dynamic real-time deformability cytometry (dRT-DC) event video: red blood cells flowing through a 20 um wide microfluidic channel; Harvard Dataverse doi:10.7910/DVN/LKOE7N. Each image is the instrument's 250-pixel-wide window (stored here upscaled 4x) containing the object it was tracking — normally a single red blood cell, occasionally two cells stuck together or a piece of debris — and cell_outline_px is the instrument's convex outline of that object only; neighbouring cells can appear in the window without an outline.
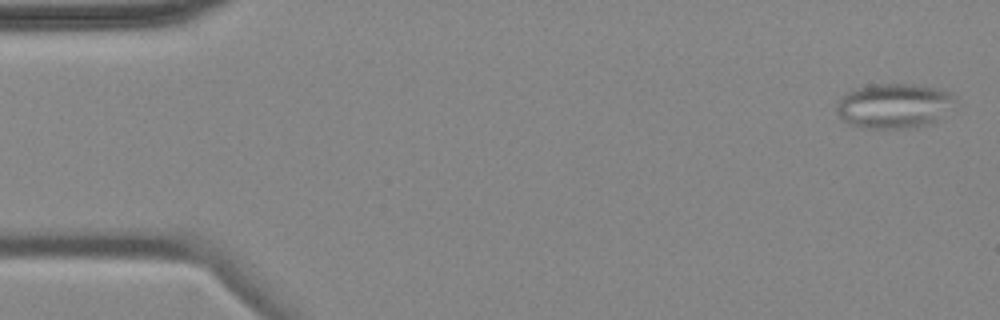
{"species": "common noctule bat (a hibernating species)", "species_latin": "Nyctalus noctula", "temperature_condition": "cold", "stored_images_in_passage": 4, "camera_frame_rate_fps": 3000, "um_per_image_px": 0.085, "animal": {"sex": "female", "body_mass_g": 18.4}, "frame": {"image": 1, "passage_image": 1, "time_ms": 0.0, "image_size_px": [1000, 320], "cell_outline_px": [[956, 100], [936, 120], [916, 128], [864, 128], [852, 124], [844, 120], [836, 112], [836, 104], [840, 96], [848, 92], [860, 88], [884, 84], [912, 84], [952, 92], [956, 96]], "centroid_in_image_um": [75.97, 9.0], "position_along_channel_um": 9.0, "area_um2": 30.4}}